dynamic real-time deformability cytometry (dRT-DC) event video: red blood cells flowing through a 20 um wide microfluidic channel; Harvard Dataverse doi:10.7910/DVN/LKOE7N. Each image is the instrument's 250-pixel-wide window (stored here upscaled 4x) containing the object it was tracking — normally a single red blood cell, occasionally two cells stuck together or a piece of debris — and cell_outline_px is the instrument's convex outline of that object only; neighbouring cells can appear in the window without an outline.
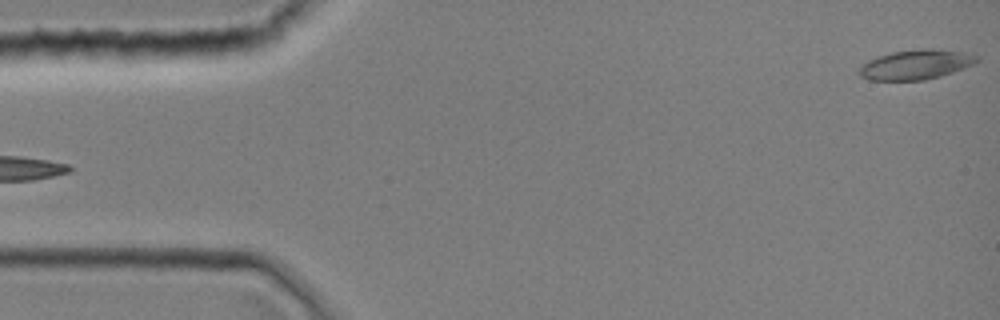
{"species": "common noctule bat (a hibernating species)", "species_latin": "Nyctalus noctula", "temperature_condition": "room temperature", "stored_images_in_passage": 1, "camera_frame_rate_fps": 3000, "um_per_image_px": 0.085, "animal": {"sex": "female", "body_mass_g": 19.0, "forearm_length_mm": 51.5}, "frame": {"image": 1, "passage_image": 1, "time_ms": 0.0, "image_size_px": [1000, 320], "cell_outline_px": [[980, 60], [964, 68], [940, 76], [924, 80], [868, 80], [860, 76], [860, 68], [868, 60], [892, 52], [920, 48], [932, 48], [964, 52], [980, 56]], "centroid_in_image_um": [77.88, 5.48], "position_along_channel_um": 7.1, "area_um2": 20.29}}